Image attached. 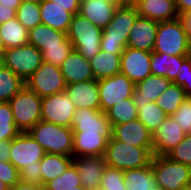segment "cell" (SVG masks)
I'll list each match as a JSON object with an SVG mask.
<instances>
[{"label":"cell","mask_w":191,"mask_h":190,"mask_svg":"<svg viewBox=\"0 0 191 190\" xmlns=\"http://www.w3.org/2000/svg\"><path fill=\"white\" fill-rule=\"evenodd\" d=\"M138 16L136 7H117L112 20L103 29L101 50L110 54H122Z\"/></svg>","instance_id":"6da1fadb"},{"label":"cell","mask_w":191,"mask_h":190,"mask_svg":"<svg viewBox=\"0 0 191 190\" xmlns=\"http://www.w3.org/2000/svg\"><path fill=\"white\" fill-rule=\"evenodd\" d=\"M106 165L125 171L151 164L153 147H135L113 137L108 140L105 152Z\"/></svg>","instance_id":"7a4b0ae2"},{"label":"cell","mask_w":191,"mask_h":190,"mask_svg":"<svg viewBox=\"0 0 191 190\" xmlns=\"http://www.w3.org/2000/svg\"><path fill=\"white\" fill-rule=\"evenodd\" d=\"M28 133L46 153L73 156V130L46 121H39Z\"/></svg>","instance_id":"3957f363"},{"label":"cell","mask_w":191,"mask_h":190,"mask_svg":"<svg viewBox=\"0 0 191 190\" xmlns=\"http://www.w3.org/2000/svg\"><path fill=\"white\" fill-rule=\"evenodd\" d=\"M102 32V28L77 13L72 17L67 37L74 50H77L83 57L90 60L101 51Z\"/></svg>","instance_id":"277c9868"},{"label":"cell","mask_w":191,"mask_h":190,"mask_svg":"<svg viewBox=\"0 0 191 190\" xmlns=\"http://www.w3.org/2000/svg\"><path fill=\"white\" fill-rule=\"evenodd\" d=\"M151 168L156 185L165 190H183L191 183V167L166 155H153Z\"/></svg>","instance_id":"5b68a950"},{"label":"cell","mask_w":191,"mask_h":190,"mask_svg":"<svg viewBox=\"0 0 191 190\" xmlns=\"http://www.w3.org/2000/svg\"><path fill=\"white\" fill-rule=\"evenodd\" d=\"M153 51L173 56L190 55V41L179 18L158 22Z\"/></svg>","instance_id":"8992f818"},{"label":"cell","mask_w":191,"mask_h":190,"mask_svg":"<svg viewBox=\"0 0 191 190\" xmlns=\"http://www.w3.org/2000/svg\"><path fill=\"white\" fill-rule=\"evenodd\" d=\"M8 102L15 125L21 132H28L41 121L42 98L26 86Z\"/></svg>","instance_id":"52a82bcc"},{"label":"cell","mask_w":191,"mask_h":190,"mask_svg":"<svg viewBox=\"0 0 191 190\" xmlns=\"http://www.w3.org/2000/svg\"><path fill=\"white\" fill-rule=\"evenodd\" d=\"M42 63V52L30 44L16 48H8L3 52V65L12 70L24 81L29 78Z\"/></svg>","instance_id":"ba28073f"},{"label":"cell","mask_w":191,"mask_h":190,"mask_svg":"<svg viewBox=\"0 0 191 190\" xmlns=\"http://www.w3.org/2000/svg\"><path fill=\"white\" fill-rule=\"evenodd\" d=\"M25 86L41 98L65 91L66 82L59 66L43 62L25 80Z\"/></svg>","instance_id":"9c48e42d"},{"label":"cell","mask_w":191,"mask_h":190,"mask_svg":"<svg viewBox=\"0 0 191 190\" xmlns=\"http://www.w3.org/2000/svg\"><path fill=\"white\" fill-rule=\"evenodd\" d=\"M45 154L43 147L28 132H20L11 140L9 161L18 171L40 165Z\"/></svg>","instance_id":"30bf717a"},{"label":"cell","mask_w":191,"mask_h":190,"mask_svg":"<svg viewBox=\"0 0 191 190\" xmlns=\"http://www.w3.org/2000/svg\"><path fill=\"white\" fill-rule=\"evenodd\" d=\"M99 87L100 110L106 113L122 99L133 96L135 84L123 73L97 80Z\"/></svg>","instance_id":"8fae6325"},{"label":"cell","mask_w":191,"mask_h":190,"mask_svg":"<svg viewBox=\"0 0 191 190\" xmlns=\"http://www.w3.org/2000/svg\"><path fill=\"white\" fill-rule=\"evenodd\" d=\"M75 111L74 103L65 91L42 98L41 120L43 121L70 127Z\"/></svg>","instance_id":"7c38bea8"},{"label":"cell","mask_w":191,"mask_h":190,"mask_svg":"<svg viewBox=\"0 0 191 190\" xmlns=\"http://www.w3.org/2000/svg\"><path fill=\"white\" fill-rule=\"evenodd\" d=\"M70 127L73 132L101 134L108 140L112 138V125L107 118V114L100 109H77Z\"/></svg>","instance_id":"4fadbf2b"},{"label":"cell","mask_w":191,"mask_h":190,"mask_svg":"<svg viewBox=\"0 0 191 190\" xmlns=\"http://www.w3.org/2000/svg\"><path fill=\"white\" fill-rule=\"evenodd\" d=\"M151 52L126 47L121 54V73L126 75L134 84L152 75Z\"/></svg>","instance_id":"5bb4252c"},{"label":"cell","mask_w":191,"mask_h":190,"mask_svg":"<svg viewBox=\"0 0 191 190\" xmlns=\"http://www.w3.org/2000/svg\"><path fill=\"white\" fill-rule=\"evenodd\" d=\"M185 135L178 122L172 116H167L152 134L153 155H166Z\"/></svg>","instance_id":"9a60e30c"},{"label":"cell","mask_w":191,"mask_h":190,"mask_svg":"<svg viewBox=\"0 0 191 190\" xmlns=\"http://www.w3.org/2000/svg\"><path fill=\"white\" fill-rule=\"evenodd\" d=\"M73 164L84 188L88 190L101 186V178L107 166L105 156H73Z\"/></svg>","instance_id":"2e32d148"},{"label":"cell","mask_w":191,"mask_h":190,"mask_svg":"<svg viewBox=\"0 0 191 190\" xmlns=\"http://www.w3.org/2000/svg\"><path fill=\"white\" fill-rule=\"evenodd\" d=\"M112 137L135 147H153L152 133L138 118L112 126Z\"/></svg>","instance_id":"e0dca14e"},{"label":"cell","mask_w":191,"mask_h":190,"mask_svg":"<svg viewBox=\"0 0 191 190\" xmlns=\"http://www.w3.org/2000/svg\"><path fill=\"white\" fill-rule=\"evenodd\" d=\"M66 94L77 109H100L98 81L92 79L77 83L66 84Z\"/></svg>","instance_id":"ac0fdd59"},{"label":"cell","mask_w":191,"mask_h":190,"mask_svg":"<svg viewBox=\"0 0 191 190\" xmlns=\"http://www.w3.org/2000/svg\"><path fill=\"white\" fill-rule=\"evenodd\" d=\"M158 22L138 16L131 28L127 47L152 52L155 46Z\"/></svg>","instance_id":"d6986e66"},{"label":"cell","mask_w":191,"mask_h":190,"mask_svg":"<svg viewBox=\"0 0 191 190\" xmlns=\"http://www.w3.org/2000/svg\"><path fill=\"white\" fill-rule=\"evenodd\" d=\"M172 82L166 77L150 75L135 84L133 101L137 110L151 102H155Z\"/></svg>","instance_id":"ffe728a7"},{"label":"cell","mask_w":191,"mask_h":190,"mask_svg":"<svg viewBox=\"0 0 191 190\" xmlns=\"http://www.w3.org/2000/svg\"><path fill=\"white\" fill-rule=\"evenodd\" d=\"M66 84L89 81L94 79L90 61L77 50H72L64 62L59 66Z\"/></svg>","instance_id":"44dd1931"},{"label":"cell","mask_w":191,"mask_h":190,"mask_svg":"<svg viewBox=\"0 0 191 190\" xmlns=\"http://www.w3.org/2000/svg\"><path fill=\"white\" fill-rule=\"evenodd\" d=\"M136 9L139 16L157 22L171 21L179 17L175 0H138Z\"/></svg>","instance_id":"7402d4cb"},{"label":"cell","mask_w":191,"mask_h":190,"mask_svg":"<svg viewBox=\"0 0 191 190\" xmlns=\"http://www.w3.org/2000/svg\"><path fill=\"white\" fill-rule=\"evenodd\" d=\"M117 7L113 0H81L79 14L104 29L112 20Z\"/></svg>","instance_id":"603a6c76"},{"label":"cell","mask_w":191,"mask_h":190,"mask_svg":"<svg viewBox=\"0 0 191 190\" xmlns=\"http://www.w3.org/2000/svg\"><path fill=\"white\" fill-rule=\"evenodd\" d=\"M107 144L101 134L73 132V156H104Z\"/></svg>","instance_id":"cb8c5ba5"},{"label":"cell","mask_w":191,"mask_h":190,"mask_svg":"<svg viewBox=\"0 0 191 190\" xmlns=\"http://www.w3.org/2000/svg\"><path fill=\"white\" fill-rule=\"evenodd\" d=\"M190 55L173 56L166 53L151 52V72L152 75L166 77L173 82L179 74L182 63Z\"/></svg>","instance_id":"d4e9b609"},{"label":"cell","mask_w":191,"mask_h":190,"mask_svg":"<svg viewBox=\"0 0 191 190\" xmlns=\"http://www.w3.org/2000/svg\"><path fill=\"white\" fill-rule=\"evenodd\" d=\"M41 22L53 29L67 33L73 14L50 0L40 2Z\"/></svg>","instance_id":"484cf974"},{"label":"cell","mask_w":191,"mask_h":190,"mask_svg":"<svg viewBox=\"0 0 191 190\" xmlns=\"http://www.w3.org/2000/svg\"><path fill=\"white\" fill-rule=\"evenodd\" d=\"M94 79L100 80L121 72V54L100 51L90 60Z\"/></svg>","instance_id":"4316f807"},{"label":"cell","mask_w":191,"mask_h":190,"mask_svg":"<svg viewBox=\"0 0 191 190\" xmlns=\"http://www.w3.org/2000/svg\"><path fill=\"white\" fill-rule=\"evenodd\" d=\"M67 33L40 24L28 31V42L41 52L45 46L59 45L67 39Z\"/></svg>","instance_id":"83f0119b"},{"label":"cell","mask_w":191,"mask_h":190,"mask_svg":"<svg viewBox=\"0 0 191 190\" xmlns=\"http://www.w3.org/2000/svg\"><path fill=\"white\" fill-rule=\"evenodd\" d=\"M73 163V156L46 153L40 161L42 186L64 173Z\"/></svg>","instance_id":"f1b7e54d"},{"label":"cell","mask_w":191,"mask_h":190,"mask_svg":"<svg viewBox=\"0 0 191 190\" xmlns=\"http://www.w3.org/2000/svg\"><path fill=\"white\" fill-rule=\"evenodd\" d=\"M123 179L126 190H150L156 186L151 164L123 171Z\"/></svg>","instance_id":"f546056e"},{"label":"cell","mask_w":191,"mask_h":190,"mask_svg":"<svg viewBox=\"0 0 191 190\" xmlns=\"http://www.w3.org/2000/svg\"><path fill=\"white\" fill-rule=\"evenodd\" d=\"M0 35L3 39L5 49L29 44L28 30L16 17L0 25Z\"/></svg>","instance_id":"4dcf8cb0"},{"label":"cell","mask_w":191,"mask_h":190,"mask_svg":"<svg viewBox=\"0 0 191 190\" xmlns=\"http://www.w3.org/2000/svg\"><path fill=\"white\" fill-rule=\"evenodd\" d=\"M24 86L25 81L21 77L4 65L0 67V102H8Z\"/></svg>","instance_id":"1f68e13d"},{"label":"cell","mask_w":191,"mask_h":190,"mask_svg":"<svg viewBox=\"0 0 191 190\" xmlns=\"http://www.w3.org/2000/svg\"><path fill=\"white\" fill-rule=\"evenodd\" d=\"M106 114L112 126L127 123L138 118L137 107L132 97L120 100V102L113 105Z\"/></svg>","instance_id":"d6a6232c"},{"label":"cell","mask_w":191,"mask_h":190,"mask_svg":"<svg viewBox=\"0 0 191 190\" xmlns=\"http://www.w3.org/2000/svg\"><path fill=\"white\" fill-rule=\"evenodd\" d=\"M186 95L181 86L171 83L155 103L168 115L172 116L185 101Z\"/></svg>","instance_id":"836d02e7"},{"label":"cell","mask_w":191,"mask_h":190,"mask_svg":"<svg viewBox=\"0 0 191 190\" xmlns=\"http://www.w3.org/2000/svg\"><path fill=\"white\" fill-rule=\"evenodd\" d=\"M138 119L153 134L168 116L155 102L147 103L138 110Z\"/></svg>","instance_id":"e575fe53"},{"label":"cell","mask_w":191,"mask_h":190,"mask_svg":"<svg viewBox=\"0 0 191 190\" xmlns=\"http://www.w3.org/2000/svg\"><path fill=\"white\" fill-rule=\"evenodd\" d=\"M81 185L82 183L77 169L72 163L64 173L47 182L43 187L44 190H70L76 189V186Z\"/></svg>","instance_id":"d590c367"},{"label":"cell","mask_w":191,"mask_h":190,"mask_svg":"<svg viewBox=\"0 0 191 190\" xmlns=\"http://www.w3.org/2000/svg\"><path fill=\"white\" fill-rule=\"evenodd\" d=\"M16 18L29 31L42 24L40 15V3L26 2L16 10Z\"/></svg>","instance_id":"8d00e7d4"},{"label":"cell","mask_w":191,"mask_h":190,"mask_svg":"<svg viewBox=\"0 0 191 190\" xmlns=\"http://www.w3.org/2000/svg\"><path fill=\"white\" fill-rule=\"evenodd\" d=\"M20 132L15 125L9 102H0V140H12Z\"/></svg>","instance_id":"74e56055"},{"label":"cell","mask_w":191,"mask_h":190,"mask_svg":"<svg viewBox=\"0 0 191 190\" xmlns=\"http://www.w3.org/2000/svg\"><path fill=\"white\" fill-rule=\"evenodd\" d=\"M73 49L68 38L59 45L45 46L42 51L43 62L60 66Z\"/></svg>","instance_id":"f35d334b"},{"label":"cell","mask_w":191,"mask_h":190,"mask_svg":"<svg viewBox=\"0 0 191 190\" xmlns=\"http://www.w3.org/2000/svg\"><path fill=\"white\" fill-rule=\"evenodd\" d=\"M166 156L173 161L191 167V133L186 134L184 139L173 149H171Z\"/></svg>","instance_id":"ab89813d"},{"label":"cell","mask_w":191,"mask_h":190,"mask_svg":"<svg viewBox=\"0 0 191 190\" xmlns=\"http://www.w3.org/2000/svg\"><path fill=\"white\" fill-rule=\"evenodd\" d=\"M101 187L105 190H126L123 171L106 166L101 178Z\"/></svg>","instance_id":"60d3db41"},{"label":"cell","mask_w":191,"mask_h":190,"mask_svg":"<svg viewBox=\"0 0 191 190\" xmlns=\"http://www.w3.org/2000/svg\"><path fill=\"white\" fill-rule=\"evenodd\" d=\"M185 134L191 133V98L185 99L177 111L172 115Z\"/></svg>","instance_id":"b9f144b4"},{"label":"cell","mask_w":191,"mask_h":190,"mask_svg":"<svg viewBox=\"0 0 191 190\" xmlns=\"http://www.w3.org/2000/svg\"><path fill=\"white\" fill-rule=\"evenodd\" d=\"M0 182L5 183L10 188L20 182L19 171L10 161H0Z\"/></svg>","instance_id":"7bdbcfd3"},{"label":"cell","mask_w":191,"mask_h":190,"mask_svg":"<svg viewBox=\"0 0 191 190\" xmlns=\"http://www.w3.org/2000/svg\"><path fill=\"white\" fill-rule=\"evenodd\" d=\"M19 174L21 183L42 186L40 165L24 167L19 171Z\"/></svg>","instance_id":"ee69618b"},{"label":"cell","mask_w":191,"mask_h":190,"mask_svg":"<svg viewBox=\"0 0 191 190\" xmlns=\"http://www.w3.org/2000/svg\"><path fill=\"white\" fill-rule=\"evenodd\" d=\"M191 69V55L182 63L179 74H177L175 80L172 82L181 87L185 84L189 77V70Z\"/></svg>","instance_id":"f6af8a7d"},{"label":"cell","mask_w":191,"mask_h":190,"mask_svg":"<svg viewBox=\"0 0 191 190\" xmlns=\"http://www.w3.org/2000/svg\"><path fill=\"white\" fill-rule=\"evenodd\" d=\"M56 5L63 7L66 11L76 15L80 10V1L81 0H50Z\"/></svg>","instance_id":"bcb514c9"},{"label":"cell","mask_w":191,"mask_h":190,"mask_svg":"<svg viewBox=\"0 0 191 190\" xmlns=\"http://www.w3.org/2000/svg\"><path fill=\"white\" fill-rule=\"evenodd\" d=\"M16 15V10L13 6L0 5V25L6 21L13 19Z\"/></svg>","instance_id":"7dc6e473"},{"label":"cell","mask_w":191,"mask_h":190,"mask_svg":"<svg viewBox=\"0 0 191 190\" xmlns=\"http://www.w3.org/2000/svg\"><path fill=\"white\" fill-rule=\"evenodd\" d=\"M11 140H0V161L9 162Z\"/></svg>","instance_id":"c3c4849f"},{"label":"cell","mask_w":191,"mask_h":190,"mask_svg":"<svg viewBox=\"0 0 191 190\" xmlns=\"http://www.w3.org/2000/svg\"><path fill=\"white\" fill-rule=\"evenodd\" d=\"M178 18L182 21L183 27L185 28V31L187 33V37L191 42V10L179 14Z\"/></svg>","instance_id":"681fc988"},{"label":"cell","mask_w":191,"mask_h":190,"mask_svg":"<svg viewBox=\"0 0 191 190\" xmlns=\"http://www.w3.org/2000/svg\"><path fill=\"white\" fill-rule=\"evenodd\" d=\"M178 14L191 10V0H175Z\"/></svg>","instance_id":"f907efd6"},{"label":"cell","mask_w":191,"mask_h":190,"mask_svg":"<svg viewBox=\"0 0 191 190\" xmlns=\"http://www.w3.org/2000/svg\"><path fill=\"white\" fill-rule=\"evenodd\" d=\"M10 190H44V187L19 182L14 187L10 188Z\"/></svg>","instance_id":"816d5d0a"},{"label":"cell","mask_w":191,"mask_h":190,"mask_svg":"<svg viewBox=\"0 0 191 190\" xmlns=\"http://www.w3.org/2000/svg\"><path fill=\"white\" fill-rule=\"evenodd\" d=\"M118 7H136L138 0H113Z\"/></svg>","instance_id":"f5cc1de1"},{"label":"cell","mask_w":191,"mask_h":190,"mask_svg":"<svg viewBox=\"0 0 191 190\" xmlns=\"http://www.w3.org/2000/svg\"><path fill=\"white\" fill-rule=\"evenodd\" d=\"M183 90L186 95V98H191V69L189 70V77L185 84L183 85Z\"/></svg>","instance_id":"db71d44e"},{"label":"cell","mask_w":191,"mask_h":190,"mask_svg":"<svg viewBox=\"0 0 191 190\" xmlns=\"http://www.w3.org/2000/svg\"><path fill=\"white\" fill-rule=\"evenodd\" d=\"M0 5L13 6L15 10L21 5L20 0H0Z\"/></svg>","instance_id":"11a10c76"},{"label":"cell","mask_w":191,"mask_h":190,"mask_svg":"<svg viewBox=\"0 0 191 190\" xmlns=\"http://www.w3.org/2000/svg\"><path fill=\"white\" fill-rule=\"evenodd\" d=\"M4 50H5L4 42H3V39L0 35V53H3Z\"/></svg>","instance_id":"9f6ffc18"},{"label":"cell","mask_w":191,"mask_h":190,"mask_svg":"<svg viewBox=\"0 0 191 190\" xmlns=\"http://www.w3.org/2000/svg\"><path fill=\"white\" fill-rule=\"evenodd\" d=\"M0 190H10V187L3 182H0Z\"/></svg>","instance_id":"6f0895ef"},{"label":"cell","mask_w":191,"mask_h":190,"mask_svg":"<svg viewBox=\"0 0 191 190\" xmlns=\"http://www.w3.org/2000/svg\"><path fill=\"white\" fill-rule=\"evenodd\" d=\"M42 0H20L21 3H26V2H32V3H40Z\"/></svg>","instance_id":"680465c9"},{"label":"cell","mask_w":191,"mask_h":190,"mask_svg":"<svg viewBox=\"0 0 191 190\" xmlns=\"http://www.w3.org/2000/svg\"><path fill=\"white\" fill-rule=\"evenodd\" d=\"M70 190H87L84 188L82 185L81 186H76V189H70Z\"/></svg>","instance_id":"91938a15"},{"label":"cell","mask_w":191,"mask_h":190,"mask_svg":"<svg viewBox=\"0 0 191 190\" xmlns=\"http://www.w3.org/2000/svg\"><path fill=\"white\" fill-rule=\"evenodd\" d=\"M150 190H165L163 187L160 186H155L154 188L150 189Z\"/></svg>","instance_id":"94428289"},{"label":"cell","mask_w":191,"mask_h":190,"mask_svg":"<svg viewBox=\"0 0 191 190\" xmlns=\"http://www.w3.org/2000/svg\"><path fill=\"white\" fill-rule=\"evenodd\" d=\"M3 65V53H0V67Z\"/></svg>","instance_id":"6125c7cd"},{"label":"cell","mask_w":191,"mask_h":190,"mask_svg":"<svg viewBox=\"0 0 191 190\" xmlns=\"http://www.w3.org/2000/svg\"><path fill=\"white\" fill-rule=\"evenodd\" d=\"M88 190H105L104 188H102L101 186L96 187V188H92V189H88Z\"/></svg>","instance_id":"be15d7a7"},{"label":"cell","mask_w":191,"mask_h":190,"mask_svg":"<svg viewBox=\"0 0 191 190\" xmlns=\"http://www.w3.org/2000/svg\"><path fill=\"white\" fill-rule=\"evenodd\" d=\"M183 190H191V183L188 184Z\"/></svg>","instance_id":"e7e4bbea"}]
</instances>
